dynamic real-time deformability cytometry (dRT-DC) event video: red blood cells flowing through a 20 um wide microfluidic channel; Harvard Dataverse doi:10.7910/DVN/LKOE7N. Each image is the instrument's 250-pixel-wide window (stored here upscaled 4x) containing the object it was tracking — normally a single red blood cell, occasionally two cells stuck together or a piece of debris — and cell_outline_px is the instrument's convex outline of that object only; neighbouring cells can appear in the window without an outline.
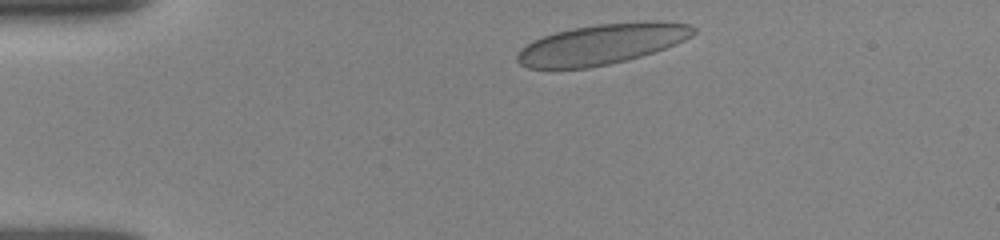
{"species": "human", "species_latin": "Homo sapiens", "temperature_condition": "room temperature", "stored_images_in_passage": 8, "camera_frame_rate_fps": 3000, "um_per_image_px": 0.085, "donor": {"sex": "female"}, "frame": {"image": 1, "passage_image": 1, "time_ms": 0.0, "image_size_px": [1000, 240], "cell_outline_px": [[696, 32], [692, 36], [676, 44], [628, 60], [588, 68], [528, 68], [520, 64], [516, 60], [516, 56], [520, 48], [544, 36], [556, 32], [572, 28], [600, 24], [652, 20], [664, 20], [688, 24], [696, 28]], "centroid_in_image_um": [51.19, 3.74], "position_along_channel_um": 33.8, "area_um2": 41.44}}
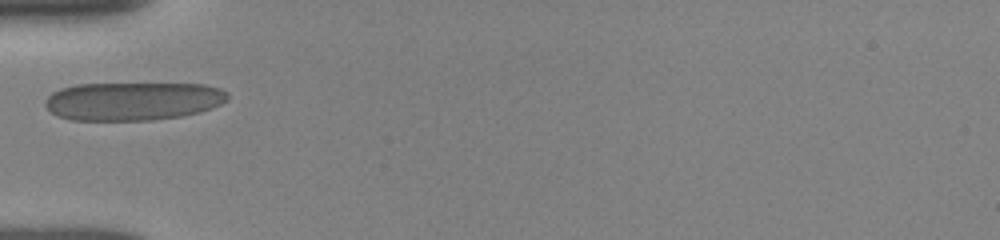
{"frame": {"image": 2, "passage_image": 5, "time_ms": 2.333, "image_size_px": [1000, 240], "cell_outline_px": [[228, 100], [212, 108], [200, 112], [180, 116], [152, 120], [72, 120], [56, 116], [44, 104], [44, 100], [52, 92], [60, 88], [76, 84], [204, 84], [220, 88], [228, 92]], "centroid_in_image_um": [11.29, 8.59], "position_along_channel_um": 73.7, "area_um2": 40.92}}
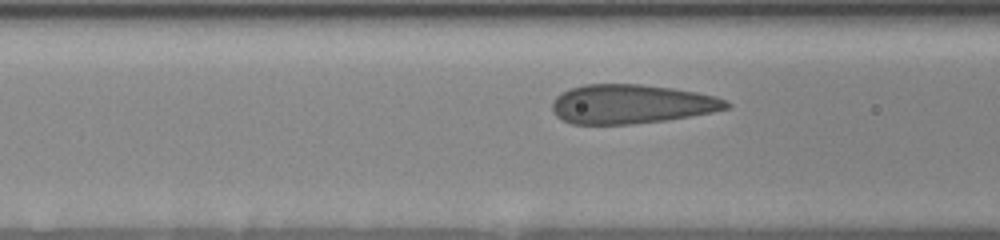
{"frame": {"image": 3, "passage_image": 7, "time_ms": 3.333, "image_size_px": [1000, 240], "cell_outline_px": [[732, 104], [728, 108], [712, 112], [664, 120], [632, 124], [572, 124], [556, 116], [552, 112], [552, 100], [556, 96], [572, 88], [584, 84], [640, 84], [672, 88], [696, 92], [716, 96], [728, 100]], "centroid_in_image_um": [53.66, 8.84], "position_along_channel_um": 112.9, "area_um2": 39.71}}